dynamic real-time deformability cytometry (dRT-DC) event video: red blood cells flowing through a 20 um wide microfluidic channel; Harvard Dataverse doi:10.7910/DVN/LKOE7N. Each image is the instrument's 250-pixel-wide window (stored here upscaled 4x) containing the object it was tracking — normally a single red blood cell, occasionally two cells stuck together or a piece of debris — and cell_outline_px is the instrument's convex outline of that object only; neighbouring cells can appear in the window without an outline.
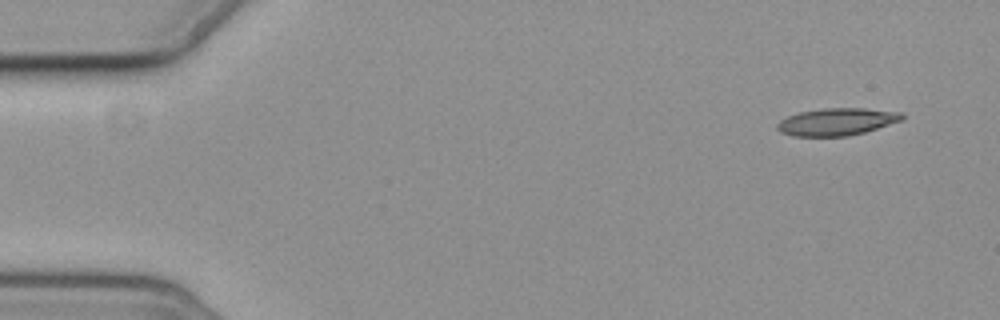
{"species": "common noctule bat (a hibernating species)", "species_latin": "Nyctalus noctula", "temperature_condition": "cold", "stored_images_in_passage": 5, "camera_frame_rate_fps": 3000, "um_per_image_px": 0.085, "animal": {"sex": "female", "body_mass_g": 19.3, "forearm_length_mm": 54.1}, "frame": {"image": 1, "passage_image": 1, "time_ms": 0.0, "image_size_px": [1000, 320], "cell_outline_px": [[904, 116], [900, 120], [864, 132], [848, 136], [792, 136], [780, 132], [776, 128], [776, 124], [780, 120], [788, 116], [800, 112], [824, 108], [864, 108], [904, 112]], "centroid_in_image_um": [71.09, 10.34], "position_along_channel_um": 13.9, "area_um2": 19.77}}
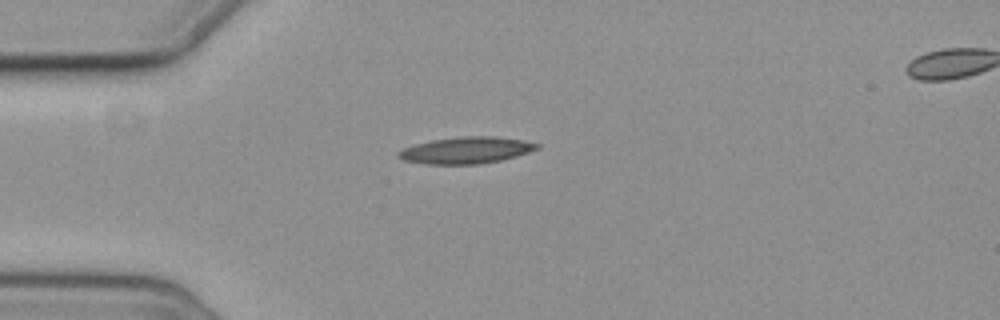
{"frame": {"image": 2, "passage_image": 4, "time_ms": 3.667, "image_size_px": [1000, 320], "cell_outline_px": [[540, 148], [516, 156], [500, 160], [480, 164], [424, 164], [404, 160], [396, 156], [396, 152], [404, 148], [416, 144], [432, 140], [464, 136], [496, 136], [524, 140], [540, 144]], "centroid_in_image_um": [39.63, 12.77], "position_along_channel_um": 45.4, "area_um2": 21.5}}